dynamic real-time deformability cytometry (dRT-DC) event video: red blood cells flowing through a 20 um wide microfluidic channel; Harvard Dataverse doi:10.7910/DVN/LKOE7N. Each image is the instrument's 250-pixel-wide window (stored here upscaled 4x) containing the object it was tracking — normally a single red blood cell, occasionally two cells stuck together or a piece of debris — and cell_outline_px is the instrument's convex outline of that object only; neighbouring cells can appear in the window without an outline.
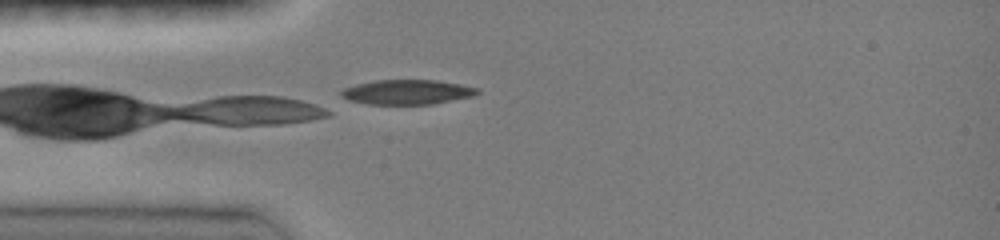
{"species": "common noctule bat (a hibernating species)", "species_latin": "Nyctalus noctula", "temperature_condition": "room temperature", "stored_images_in_passage": 28, "camera_frame_rate_fps": 3000, "um_per_image_px": 0.085, "animal": {"sex": "female", "body_mass_g": 19.0, "forearm_length_mm": 51.5}, "frame": {"image": 1, "passage_image": 1, "time_ms": 0.0, "image_size_px": [1000, 240], "cell_outline_px": [[480, 92], [476, 96], [432, 104], [368, 104], [348, 100], [340, 96], [340, 92], [344, 88], [356, 84], [372, 80], [436, 80], [460, 84], [480, 88]], "centroid_in_image_um": [34.63, 7.82], "position_along_channel_um": 50.4, "area_um2": 19.83}}
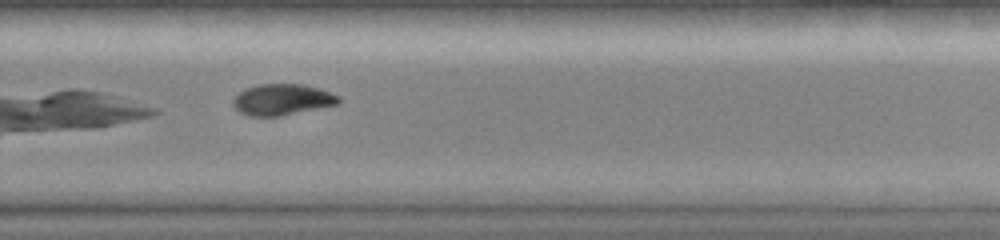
{"frame": {"image": 2, "passage_image": 19, "time_ms": 6.0, "image_size_px": [1000, 240], "cell_outline_px": [[340, 100], [336, 104], [280, 116], [248, 116], [240, 112], [232, 104], [232, 100], [240, 92], [248, 88], [260, 84], [304, 84], [340, 96]], "centroid_in_image_um": [23.95, 8.47], "position_along_channel_um": 305.8, "area_um2": 18.79}}
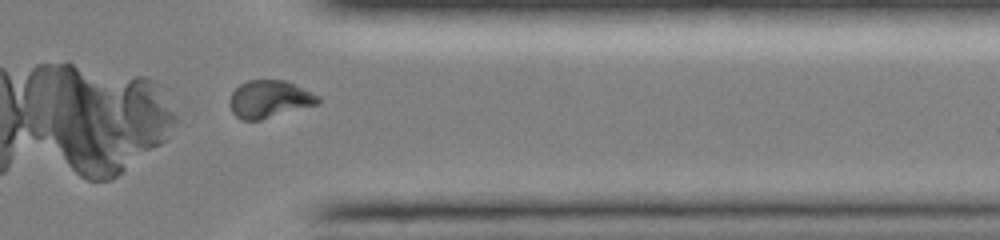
{"frame": {"image": 3, "passage_image": 25, "time_ms": 8.0, "image_size_px": [1000, 240], "cell_outline_px": [[320, 100], [316, 104], [260, 120], [240, 120], [232, 112], [228, 104], [228, 100], [232, 92], [240, 84], [248, 80], [288, 80], [320, 96]], "centroid_in_image_um": [22.86, 8.41], "position_along_channel_um": 388.5, "area_um2": 19.36}, "authors_computed_cell_mechanics": {"area_um2": 20.3167, "velocity_mm_per_s": 4.1396, "shape_relaxation_time_tau1_ms": 4.8119, "shape_relaxation_time_tau2_ms": null, "deformation_change_tau1": 0.1768, "deformation_change_tau2": null}}